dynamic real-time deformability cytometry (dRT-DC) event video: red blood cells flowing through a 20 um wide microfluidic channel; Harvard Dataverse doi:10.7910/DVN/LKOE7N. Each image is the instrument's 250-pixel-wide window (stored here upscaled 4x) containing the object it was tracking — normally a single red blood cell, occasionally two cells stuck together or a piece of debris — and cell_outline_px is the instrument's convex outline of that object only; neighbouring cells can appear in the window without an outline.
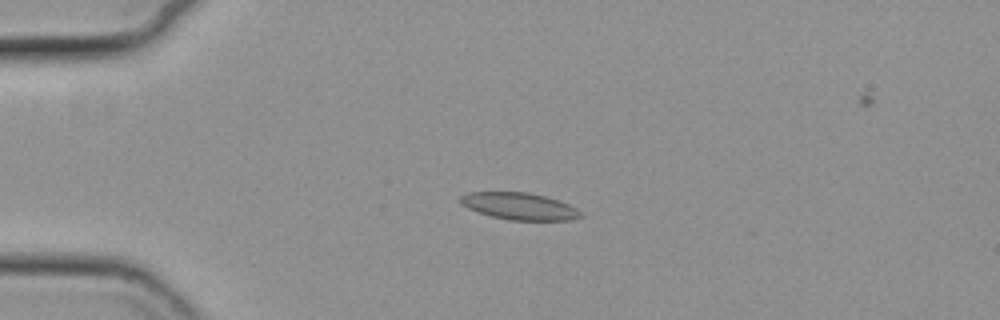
{"species": "common noctule bat (a hibernating species)", "species_latin": "Nyctalus noctula", "temperature_condition": "cold", "stored_images_in_passage": 34, "camera_frame_rate_fps": 3000, "um_per_image_px": 0.085, "animal": {"sex": "female", "body_mass_g": 19.3, "forearm_length_mm": 54.1}, "frame": {"image": 1, "passage_image": 16, "time_ms": 5.0, "image_size_px": [1000, 320], "cell_outline_px": [[580, 216], [568, 220], [508, 220], [492, 216], [468, 208], [460, 204], [460, 196], [468, 192], [528, 192], [544, 196], [568, 204], [576, 208], [580, 212]], "centroid_in_image_um": [44.09, 17.52], "position_along_channel_um": 40.9, "area_um2": 18.61}}
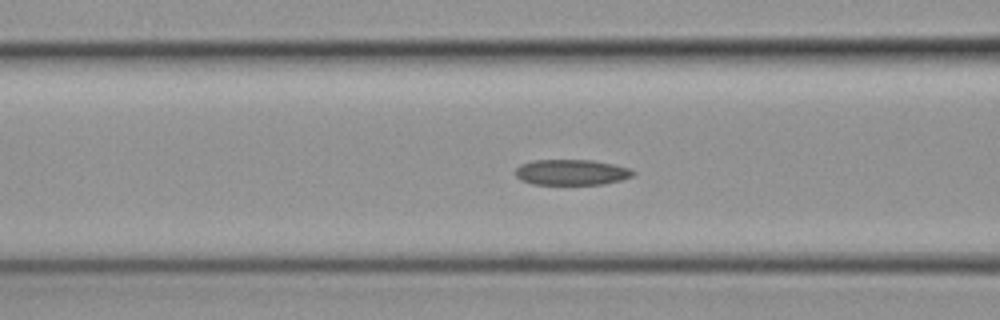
{"frame": {"image": 2, "passage_image": 25, "time_ms": 8.0, "image_size_px": [1000, 320], "cell_outline_px": [[636, 172], [632, 176], [620, 180], [604, 184], [532, 184], [520, 180], [516, 176], [516, 168], [520, 164], [532, 160], [592, 160], [612, 164], [628, 168]], "centroid_in_image_um": [48.54, 14.64], "position_along_channel_um": 118.1, "area_um2": 17.51}}
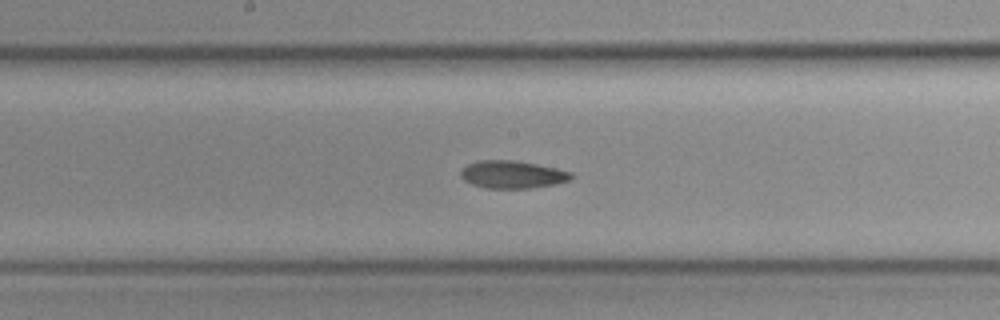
{"frame": {"image": 3, "passage_image": 32, "time_ms": 10.333, "image_size_px": [1000, 320], "cell_outline_px": [[576, 176], [572, 180], [556, 184], [532, 188], [488, 188], [472, 184], [464, 180], [460, 176], [460, 172], [468, 164], [480, 160], [512, 160], [536, 164], [556, 168], [572, 172]], "centroid_in_image_um": [43.61, 14.84], "position_along_channel_um": 204.6, "area_um2": 17.86}}